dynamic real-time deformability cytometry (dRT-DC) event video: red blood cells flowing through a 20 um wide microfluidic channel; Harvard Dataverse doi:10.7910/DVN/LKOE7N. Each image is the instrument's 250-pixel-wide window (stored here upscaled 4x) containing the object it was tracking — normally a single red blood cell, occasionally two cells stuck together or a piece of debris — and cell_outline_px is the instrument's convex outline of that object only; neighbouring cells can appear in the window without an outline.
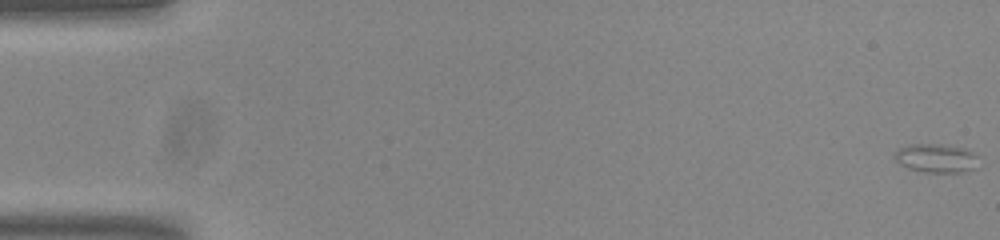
{"species": "common noctule bat (a hibernating species)", "species_latin": "Nyctalus noctula", "temperature_condition": "room temperature", "stored_images_in_passage": 13, "segment_of_instrument_passage": [1, 2], "camera_frame_rate_fps": 3000, "um_per_image_px": 0.085, "animal": {"sex": "male", "body_mass_g": 20.0, "forearm_length_mm": 53.3}, "frame": {"image": 1, "passage_image": 1, "time_ms": 0.0, "image_size_px": [1000, 240], "cell_outline_px": [[980, 168], [964, 172], [924, 172], [908, 168], [900, 164], [896, 160], [896, 152], [900, 148], [908, 144], [944, 144], [968, 148], [976, 156]], "centroid_in_image_um": [79.65, 13.44], "position_along_channel_um": 5.3, "area_um2": 14.28}}